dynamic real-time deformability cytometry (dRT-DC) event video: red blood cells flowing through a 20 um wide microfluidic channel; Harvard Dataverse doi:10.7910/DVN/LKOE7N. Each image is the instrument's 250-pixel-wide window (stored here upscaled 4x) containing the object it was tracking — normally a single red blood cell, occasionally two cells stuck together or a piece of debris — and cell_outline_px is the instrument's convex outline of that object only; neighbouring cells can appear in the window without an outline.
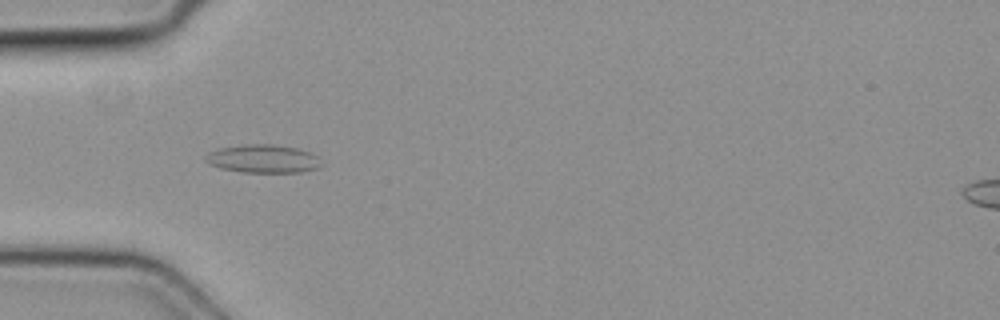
{"species": "common noctule bat (a hibernating species)", "species_latin": "Nyctalus noctula", "temperature_condition": "cold", "stored_images_in_passage": 6, "camera_frame_rate_fps": 3000, "um_per_image_px": 0.085, "animal": {"sex": "female", "body_mass_g": 19.3, "forearm_length_mm": 54.1}, "frame": {"image": 1, "passage_image": 4, "time_ms": 1.0, "image_size_px": [1000, 320], "cell_outline_px": [[324, 164], [320, 168], [300, 172], [240, 172], [220, 168], [208, 164], [204, 160], [204, 156], [208, 152], [220, 148], [240, 144], [272, 144], [296, 148], [312, 152], [320, 156]], "centroid_in_image_um": [22.4, 13.49], "position_along_channel_um": 62.6, "area_um2": 19.54}}
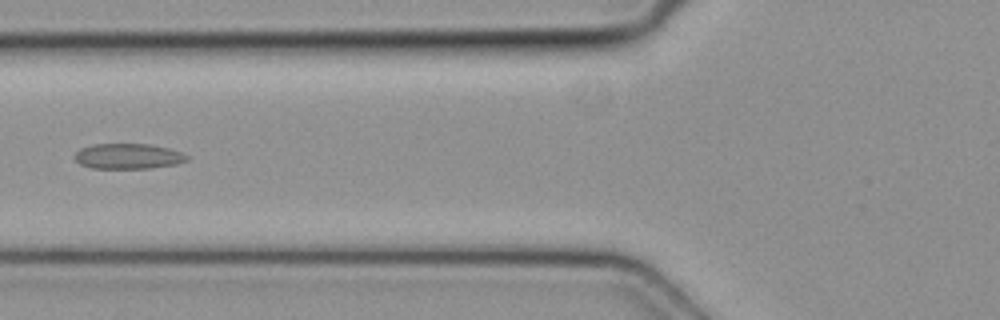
{"frame": {"image": 2, "passage_image": 5, "time_ms": 1.333, "image_size_px": [1000, 320], "cell_outline_px": [[188, 160], [176, 164], [148, 168], [92, 168], [80, 164], [76, 160], [76, 152], [80, 148], [96, 144], [148, 144], [168, 148], [180, 152], [188, 156]], "centroid_in_image_um": [10.89, 13.28], "position_along_channel_um": 114.9, "area_um2": 16.36}}
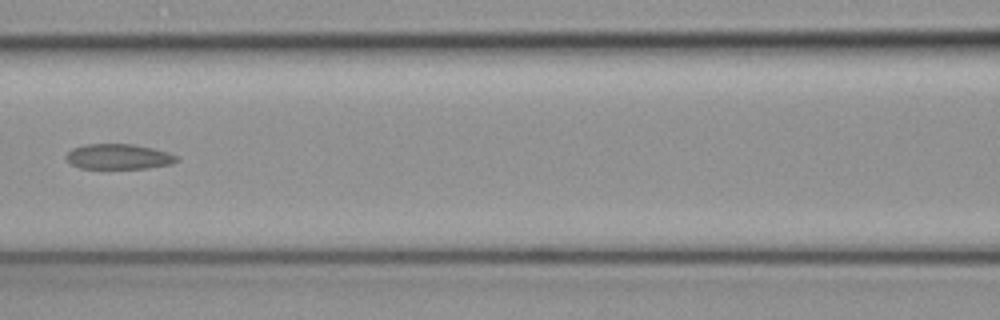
{"frame": {"image": 3, "passage_image": 6, "time_ms": 1.667, "image_size_px": [1000, 320], "cell_outline_px": [[180, 160], [172, 164], [148, 168], [80, 168], [72, 164], [68, 160], [68, 152], [72, 148], [84, 144], [132, 144], [152, 148], [168, 152], [180, 156]], "centroid_in_image_um": [10.15, 13.31], "position_along_channel_um": 156.5, "area_um2": 16.24}}